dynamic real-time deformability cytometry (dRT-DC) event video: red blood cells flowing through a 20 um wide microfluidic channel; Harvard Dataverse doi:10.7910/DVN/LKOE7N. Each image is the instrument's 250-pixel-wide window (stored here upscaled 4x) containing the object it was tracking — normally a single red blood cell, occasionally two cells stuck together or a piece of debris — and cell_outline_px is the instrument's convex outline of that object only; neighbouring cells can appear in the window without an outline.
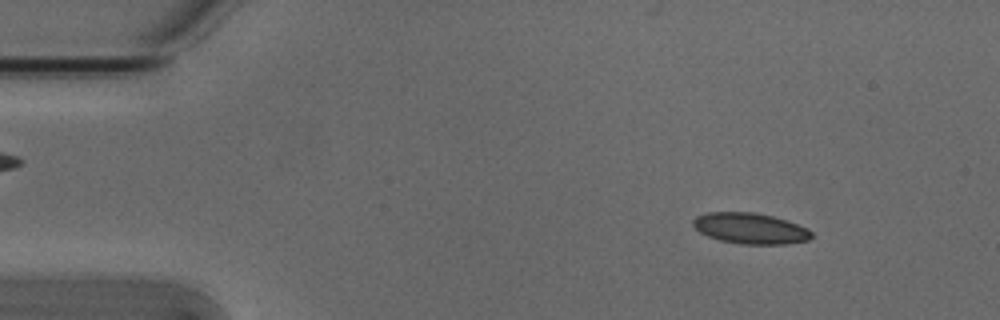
{"species": "Egyptian fruit bat (a non-hibernating species)", "species_latin": "Rousettus aegyptiacus", "temperature_condition": "cold", "stored_images_in_passage": 54, "segment_of_instrument_passage": [1, 2], "camera_frame_rate_fps": 3000, "um_per_image_px": 0.085, "animal": {"sex": "male"}, "frame": {"image": 1, "passage_image": 6, "time_ms": 1.667, "image_size_px": [1000, 320], "cell_outline_px": [[812, 236], [808, 240], [784, 244], [740, 244], [720, 240], [708, 236], [700, 232], [692, 224], [692, 220], [696, 216], [708, 212], [752, 212], [772, 216], [788, 220], [808, 228], [812, 232]], "centroid_in_image_um": [63.78, 19.41], "position_along_channel_um": 21.2, "area_um2": 21.33}}
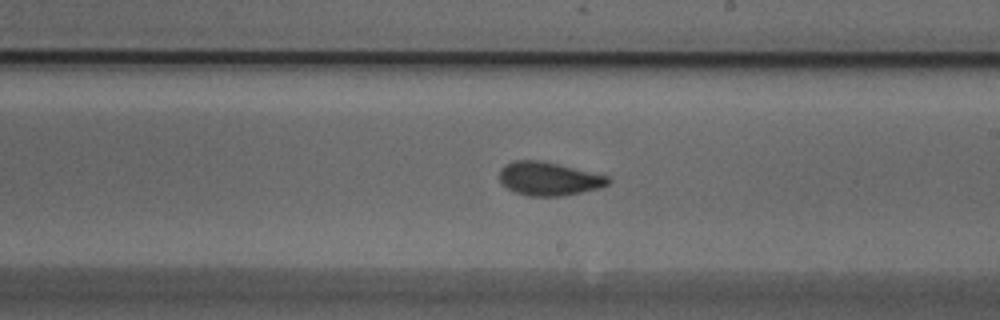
{"frame": {"image": 2, "passage_image": 30, "time_ms": 9.667, "image_size_px": [1000, 320], "cell_outline_px": [[612, 180], [608, 184], [600, 188], [564, 196], [528, 196], [516, 192], [508, 188], [500, 180], [500, 168], [504, 164], [516, 160], [540, 160], [608, 176]], "centroid_in_image_um": [46.65, 15.19], "position_along_channel_um": 242.3, "area_um2": 21.1}}
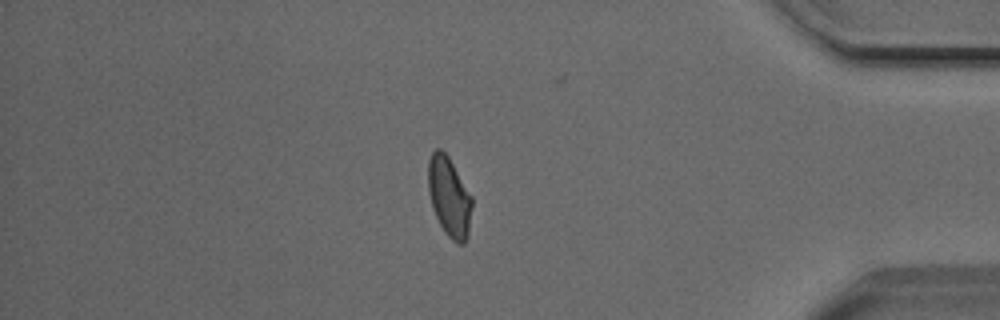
{"frame": {"image": 3, "passage_image": 45, "time_ms": 14.667, "image_size_px": [1000, 320], "cell_outline_px": [[472, 204], [468, 236], [464, 244], [456, 244], [444, 232], [432, 208], [428, 192], [428, 160], [432, 152], [436, 148], [440, 148], [448, 156], [472, 196]], "centroid_in_image_um": [38.17, 16.74], "position_along_channel_um": 397.0, "area_um2": 20.46}}